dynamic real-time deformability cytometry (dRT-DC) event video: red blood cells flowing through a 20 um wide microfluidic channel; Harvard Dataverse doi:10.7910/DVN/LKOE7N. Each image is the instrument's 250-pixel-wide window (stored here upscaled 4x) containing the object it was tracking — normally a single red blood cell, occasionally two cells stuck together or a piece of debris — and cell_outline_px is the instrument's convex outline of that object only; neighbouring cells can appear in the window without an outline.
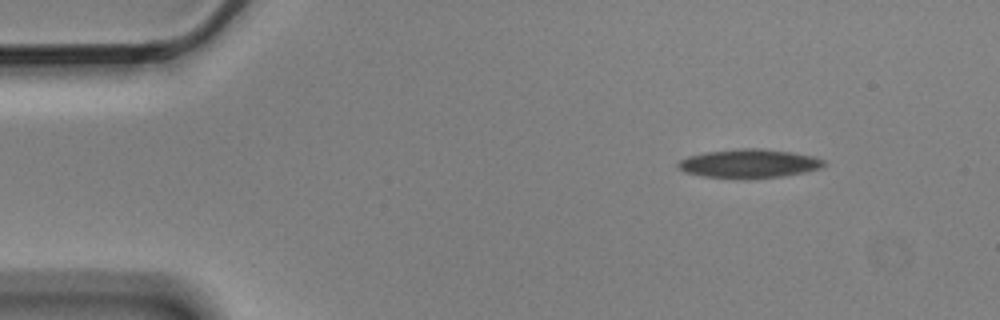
{"species": "Egyptian fruit bat (a non-hibernating species)", "species_latin": "Rousettus aegyptiacus", "temperature_condition": "cold", "stored_images_in_passage": 6, "camera_frame_rate_fps": 3000, "um_per_image_px": 0.085, "animal": {"sex": "male"}, "frame": {"image": 1, "passage_image": 1, "time_ms": 0.0, "image_size_px": [1000, 320], "cell_outline_px": [[828, 164], [820, 168], [804, 172], [784, 176], [748, 180], [704, 176], [684, 172], [676, 168], [676, 164], [680, 160], [688, 156], [708, 152], [740, 148], [760, 148], [792, 152], [812, 156], [824, 160]], "centroid_in_image_um": [63.66, 13.92], "position_along_channel_um": 21.3, "area_um2": 24.8}}
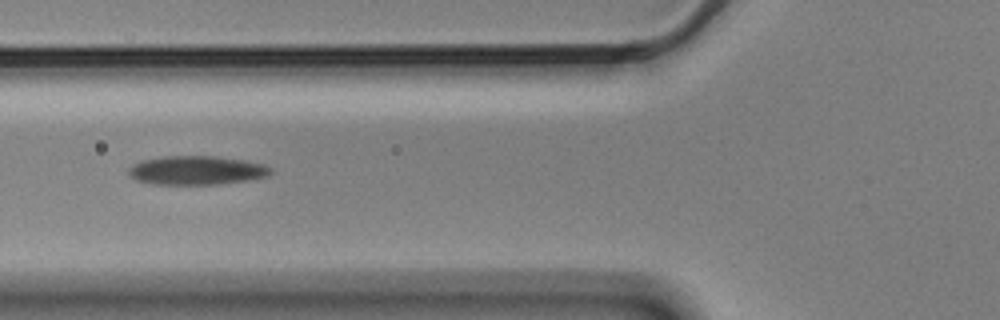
{"frame": {"image": 2, "passage_image": 5, "time_ms": 1.333, "image_size_px": [1000, 320], "cell_outline_px": [[272, 172], [268, 176], [248, 180], [216, 184], [152, 184], [136, 180], [128, 172], [128, 168], [132, 164], [144, 160], [164, 156], [212, 156], [244, 160], [264, 164], [272, 168]], "centroid_in_image_um": [16.72, 14.48], "position_along_channel_um": 109.1, "area_um2": 23.81}}
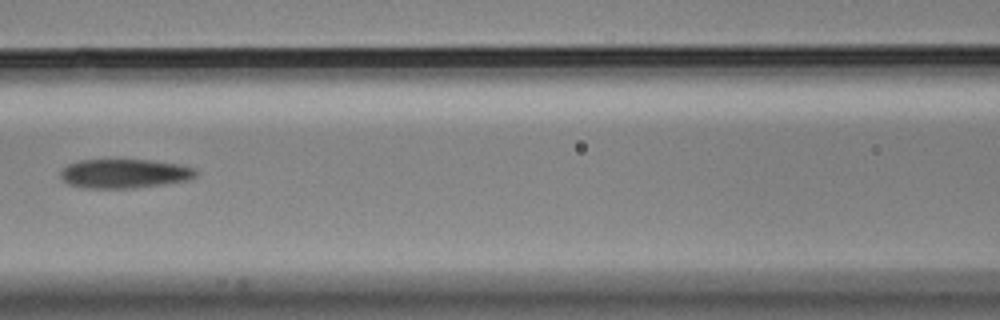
{"frame": {"image": 3, "passage_image": 6, "time_ms": 1.667, "image_size_px": [1000, 320], "cell_outline_px": [[196, 176], [188, 180], [164, 184], [132, 188], [84, 188], [68, 184], [60, 176], [60, 172], [68, 164], [80, 160], [148, 160], [180, 164], [196, 168]], "centroid_in_image_um": [10.59, 14.75], "position_along_channel_um": 156.0, "area_um2": 22.95}}